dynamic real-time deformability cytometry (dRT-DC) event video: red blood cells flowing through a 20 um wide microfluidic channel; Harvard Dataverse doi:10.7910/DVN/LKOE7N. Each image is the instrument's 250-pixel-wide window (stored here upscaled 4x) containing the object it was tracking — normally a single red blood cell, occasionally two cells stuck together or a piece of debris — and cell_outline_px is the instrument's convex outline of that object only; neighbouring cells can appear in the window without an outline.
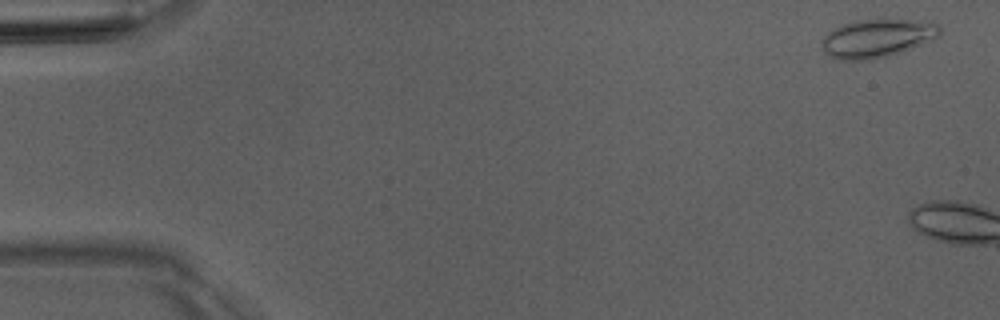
{"species": "Egyptian fruit bat (a non-hibernating species)", "species_latin": "Rousettus aegyptiacus", "temperature_condition": "room temperature", "stored_images_in_passage": 2, "camera_frame_rate_fps": 3000, "um_per_image_px": 0.085, "animal": {"sex": "male"}, "frame": {"image": 1, "passage_image": 1, "time_ms": 0.0, "image_size_px": [1000, 320], "cell_outline_px": [[940, 36], [932, 40], [912, 48], [888, 56], [872, 60], [844, 60], [832, 56], [824, 52], [824, 36], [828, 32], [840, 24], [852, 20], [908, 20], [940, 24]], "centroid_in_image_um": [74.57, 3.25], "position_along_channel_um": 10.4, "area_um2": 26.07}}